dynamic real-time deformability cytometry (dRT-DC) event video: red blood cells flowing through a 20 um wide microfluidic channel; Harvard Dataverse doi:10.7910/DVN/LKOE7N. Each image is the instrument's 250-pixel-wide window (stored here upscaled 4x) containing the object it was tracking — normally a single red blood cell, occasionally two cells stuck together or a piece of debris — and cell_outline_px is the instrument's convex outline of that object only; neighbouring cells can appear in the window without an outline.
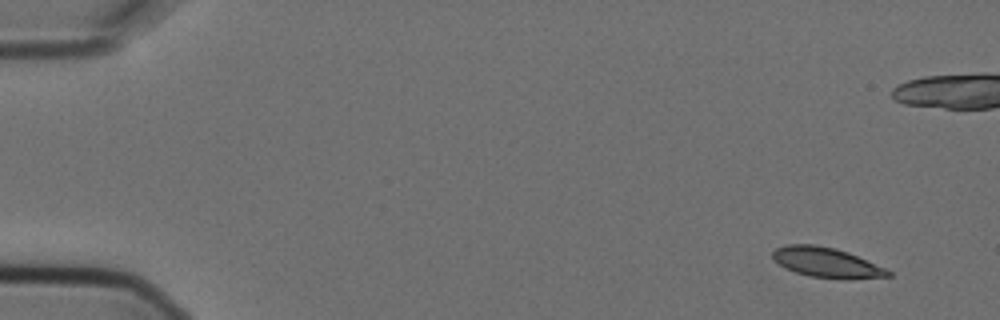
{"species": "Egyptian fruit bat (a non-hibernating species)", "species_latin": "Rousettus aegyptiacus", "temperature_condition": "cold", "stored_images_in_passage": 6, "camera_frame_rate_fps": 3000, "um_per_image_px": 0.085, "animal": {"sex": "female"}, "frame": {"image": 1, "passage_image": 1, "time_ms": 0.0, "image_size_px": [1000, 320], "cell_outline_px": [[892, 276], [852, 280], [840, 280], [808, 276], [784, 268], [772, 260], [772, 252], [776, 248], [788, 244], [816, 244], [836, 248], [848, 252], [888, 268], [892, 272]], "centroid_in_image_um": [70.3, 22.33], "position_along_channel_um": 14.7, "area_um2": 20.87}}
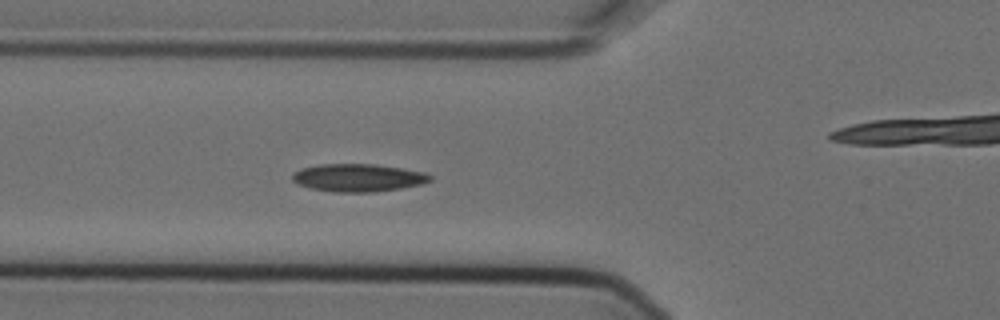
{"frame": {"image": 2, "passage_image": 5, "time_ms": 1.333, "image_size_px": [1000, 320], "cell_outline_px": [[432, 180], [424, 184], [400, 188], [372, 192], [332, 192], [312, 188], [300, 184], [292, 180], [292, 176], [300, 168], [320, 164], [376, 164], [424, 172], [432, 176]], "centroid_in_image_um": [30.47, 15.1], "position_along_channel_um": 95.3, "area_um2": 22.2}}